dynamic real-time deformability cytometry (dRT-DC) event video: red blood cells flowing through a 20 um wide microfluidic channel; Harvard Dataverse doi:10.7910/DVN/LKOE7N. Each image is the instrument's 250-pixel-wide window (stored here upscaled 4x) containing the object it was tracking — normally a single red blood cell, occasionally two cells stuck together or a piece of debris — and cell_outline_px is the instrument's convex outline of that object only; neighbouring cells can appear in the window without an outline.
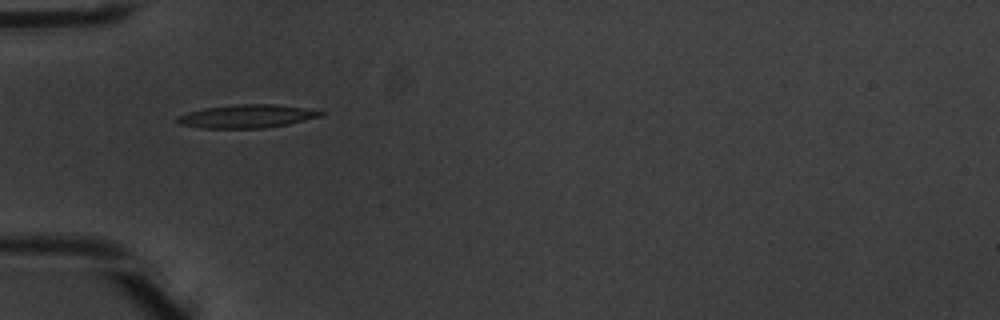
{"species": "common noctule bat (a hibernating species)", "species_latin": "Nyctalus noctula", "temperature_condition": "warm", "stored_images_in_passage": 3, "camera_frame_rate_fps": 3000, "um_per_image_px": 0.085, "animal": {"sex": "male", "body_mass_g": 20.1, "forearm_length_mm": 53.5}, "frame": {"image": 1, "passage_image": 1, "time_ms": 0.0, "image_size_px": [1000, 320], "cell_outline_px": [[324, 112], [320, 116], [288, 124], [264, 128], [204, 128], [180, 124], [176, 120], [176, 116], [188, 112], [204, 108], [236, 104], [276, 104], [304, 108]], "centroid_in_image_um": [20.94, 9.88], "position_along_channel_um": 64.1, "area_um2": 19.25}}
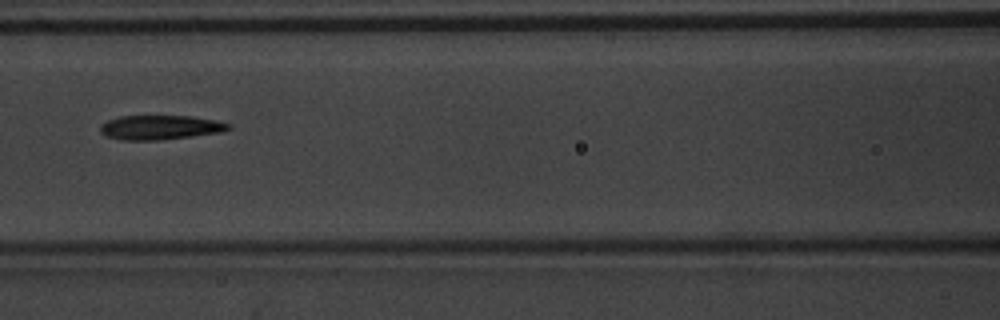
{"frame": {"image": 2, "passage_image": 3, "time_ms": 0.667, "image_size_px": [1000, 320], "cell_outline_px": [[232, 128], [220, 132], [192, 136], [160, 140], [120, 140], [104, 136], [100, 132], [100, 124], [108, 120], [120, 116], [188, 116], [216, 120], [232, 124]], "centroid_in_image_um": [13.59, 10.83], "position_along_channel_um": 153.0, "area_um2": 18.32}}